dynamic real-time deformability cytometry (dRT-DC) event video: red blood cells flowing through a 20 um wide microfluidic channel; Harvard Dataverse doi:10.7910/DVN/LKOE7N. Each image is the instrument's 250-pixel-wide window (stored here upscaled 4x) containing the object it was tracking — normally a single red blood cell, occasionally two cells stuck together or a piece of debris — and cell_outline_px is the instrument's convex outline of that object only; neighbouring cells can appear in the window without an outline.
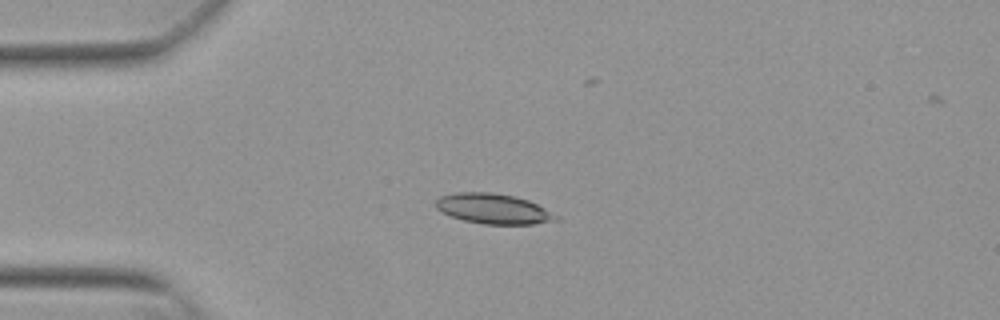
{"species": "Egyptian fruit bat (a non-hibernating species)", "species_latin": "Rousettus aegyptiacus", "temperature_condition": "warm", "stored_images_in_passage": 18, "camera_frame_rate_fps": 3000, "um_per_image_px": 0.085, "animal": {"sex": "female"}, "frame": {"image": 1, "passage_image": 15, "time_ms": 4.667, "image_size_px": [1000, 320], "cell_outline_px": [[560, 220], [532, 224], [484, 224], [464, 220], [440, 212], [436, 208], [436, 200], [440, 196], [456, 192], [492, 192], [512, 196], [528, 200], [560, 216]], "centroid_in_image_um": [41.94, 17.74], "position_along_channel_um": 43.1, "area_um2": 21.1}}